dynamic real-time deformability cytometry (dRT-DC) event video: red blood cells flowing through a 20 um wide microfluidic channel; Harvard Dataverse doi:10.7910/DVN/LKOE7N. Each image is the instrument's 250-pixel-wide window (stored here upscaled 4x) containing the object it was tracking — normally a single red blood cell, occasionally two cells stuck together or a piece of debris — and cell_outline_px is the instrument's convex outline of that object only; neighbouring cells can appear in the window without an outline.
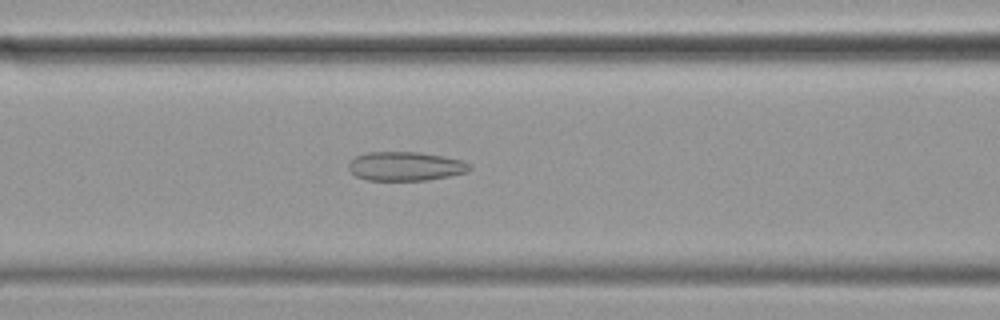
{"species": "common noctule bat (a hibernating species)", "species_latin": "Nyctalus noctula", "temperature_condition": "cold", "stored_images_in_passage": 46, "camera_frame_rate_fps": 3000, "um_per_image_px": 0.085, "animal": {"sex": "female", "body_mass_g": 19.9}, "frame": {"image": 1, "passage_image": 23, "time_ms": 7.333, "image_size_px": [1000, 320], "cell_outline_px": [[472, 168], [468, 172], [448, 176], [424, 180], [368, 180], [356, 176], [348, 168], [348, 164], [356, 156], [368, 152], [420, 152], [460, 160], [472, 164]], "centroid_in_image_um": [34.47, 14.13], "position_along_channel_um": 132.1, "area_um2": 20.29}}
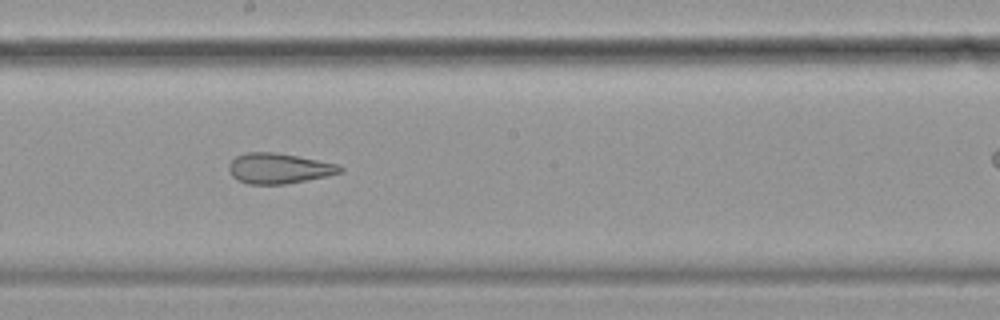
{"frame": {"image": 2, "passage_image": 31, "time_ms": 10.0, "image_size_px": [1000, 320], "cell_outline_px": [[344, 172], [328, 176], [284, 184], [248, 184], [236, 180], [232, 176], [228, 168], [228, 164], [236, 156], [248, 152], [272, 152], [296, 156], [336, 164], [344, 168]], "centroid_in_image_um": [23.68, 14.32], "position_along_channel_um": 224.5, "area_um2": 19.59}}
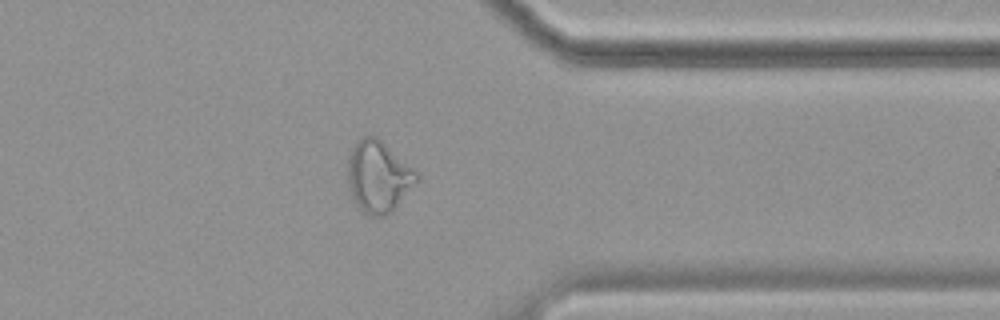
{"frame": {"image": 3, "passage_image": 45, "time_ms": 14.667, "image_size_px": [1000, 320], "cell_outline_px": [[420, 180], [392, 212], [384, 216], [372, 216], [356, 208], [348, 188], [348, 160], [352, 148], [356, 140], [364, 136], [376, 136], [420, 172]], "centroid_in_image_um": [32.19, 15.03], "position_along_channel_um": 379.2, "area_um2": 29.36}}